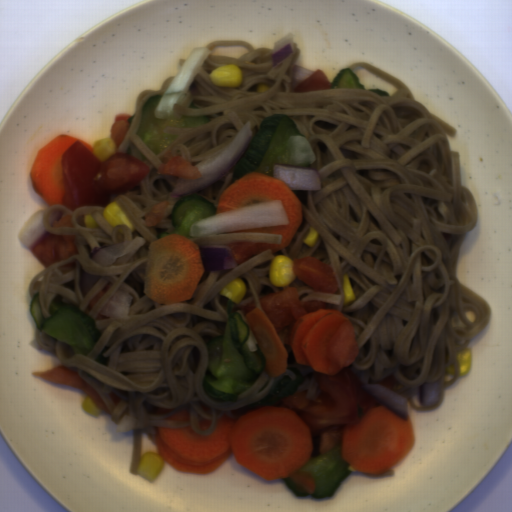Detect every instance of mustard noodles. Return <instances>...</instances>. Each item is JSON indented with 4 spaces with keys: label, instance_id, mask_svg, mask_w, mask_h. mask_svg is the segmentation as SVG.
<instances>
[{
    "label": "mustard noodles",
    "instance_id": "1",
    "mask_svg": "<svg viewBox=\"0 0 512 512\" xmlns=\"http://www.w3.org/2000/svg\"><path fill=\"white\" fill-rule=\"evenodd\" d=\"M215 46L246 47L240 58L207 54L186 92L177 104L174 118L208 117L198 127H166L177 136L155 155L137 134L142 111L151 96H163L175 76L162 82L160 90H145L136 100L128 131L116 148L142 161L148 174L127 193L110 194L129 219L127 225L111 227L102 216L105 208L83 206L74 211L64 204L42 209L48 234L75 236L78 254L36 272L28 291L39 294L43 318L51 317L53 300L69 303L88 314L101 333L87 355L75 354L69 345L44 330H36L40 348L53 354L61 366L79 374L91 386L118 426L124 417H135L131 429L133 445L129 472L138 475L143 436L155 444L159 427H191L208 435L225 414L233 420L260 407L273 383L299 376L302 383L291 394L307 390L317 399L321 390L316 371L299 364L292 347L287 353L285 373L276 377L265 369L235 401L212 399L203 389L209 351L207 344L224 335L229 297L221 293L229 282L240 279L245 293L232 311L254 302L263 311L265 294L296 289L298 301L325 302L353 327L358 353L347 367L361 385H381L392 374L391 390L419 412L438 409L445 389L459 377L458 351L468 349L469 340L481 333L490 320L489 305L455 277L456 260L465 233L477 227L478 207L471 189L462 185L458 151H451L446 135L456 130L415 101L407 86L389 73L366 63L363 68L395 86L389 96L369 89L330 88L293 92L298 86L292 74L302 51L293 43V54L274 66L273 49L253 48L242 40L212 42ZM209 49V50H210ZM241 68L238 87L211 83L213 70L226 65ZM266 83L267 92H256ZM288 115L307 136L316 155L310 166L317 170L320 190H292L301 203L303 221L287 249L262 252L232 269L204 271L191 298L163 305L144 293L148 248L161 232L173 230L170 214L180 197L170 196L178 177L157 175L164 156L176 152L193 166L224 149L249 121L253 135L273 115ZM164 201L171 204L159 225L148 227L146 213ZM108 204V205H109ZM61 208L73 215V228L49 226L47 216ZM91 215L99 228L85 227ZM317 228L313 247L304 244L310 229ZM130 242L126 254L109 267L89 256L98 247ZM292 261L308 256L331 265L338 281L336 294L312 291L299 279L285 287L273 286L269 265L273 257ZM81 270L100 276L84 298L79 286ZM349 274L355 300L343 307V276ZM113 283L92 308L89 302L105 285ZM133 299L127 318L117 321L100 314L116 291ZM104 346L108 366L95 359ZM455 366V375L446 371ZM438 381L442 391L435 406L419 402L420 385ZM290 395V396H291ZM175 408L164 415L159 408ZM189 407L190 422L167 420ZM212 420L206 431L197 423Z\"/></svg>",
    "mask_w": 512,
    "mask_h": 512
},
{
    "label": "mustard noodles",
    "instance_id": "2",
    "mask_svg": "<svg viewBox=\"0 0 512 512\" xmlns=\"http://www.w3.org/2000/svg\"><path fill=\"white\" fill-rule=\"evenodd\" d=\"M200 246L228 245L229 243H271L280 244L281 235L276 233H218L202 237L188 238Z\"/></svg>",
    "mask_w": 512,
    "mask_h": 512
}]
</instances>
